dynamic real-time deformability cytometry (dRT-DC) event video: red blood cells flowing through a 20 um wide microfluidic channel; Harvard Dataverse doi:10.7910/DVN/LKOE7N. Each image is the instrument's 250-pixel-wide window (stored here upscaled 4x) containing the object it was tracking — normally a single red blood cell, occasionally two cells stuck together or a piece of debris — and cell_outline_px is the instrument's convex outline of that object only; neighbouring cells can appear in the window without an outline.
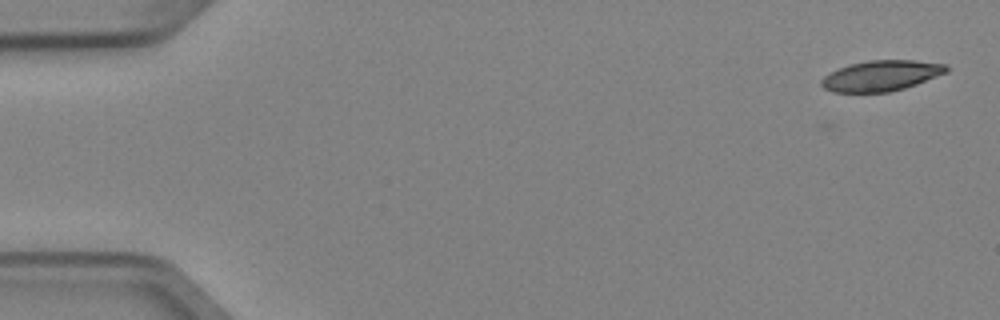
{"species": "Egyptian fruit bat (a non-hibernating species)", "species_latin": "Rousettus aegyptiacus", "temperature_condition": "cold", "stored_images_in_passage": 4, "camera_frame_rate_fps": 3000, "um_per_image_px": 0.085, "animal": {"sex": "female"}, "frame": {"image": 1, "passage_image": 1, "time_ms": 0.0, "image_size_px": [1000, 320], "cell_outline_px": [[948, 72], [916, 84], [904, 88], [888, 92], [832, 92], [824, 88], [820, 84], [820, 80], [824, 76], [848, 64], [868, 60], [916, 60], [948, 64]], "centroid_in_image_um": [74.91, 6.43], "position_along_channel_um": 10.1, "area_um2": 22.31}}
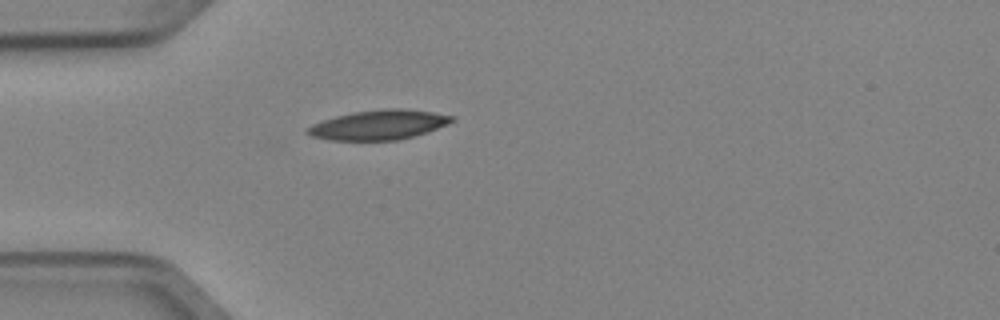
{"frame": {"image": 2, "passage_image": 4, "time_ms": 1.0, "image_size_px": [1000, 320], "cell_outline_px": [[456, 120], [448, 124], [412, 136], [396, 140], [328, 140], [312, 136], [304, 132], [312, 124], [336, 116], [352, 112], [380, 108], [404, 108], [432, 112], [456, 116]], "centroid_in_image_um": [32.2, 10.59], "position_along_channel_um": 52.8, "area_um2": 24.91}}